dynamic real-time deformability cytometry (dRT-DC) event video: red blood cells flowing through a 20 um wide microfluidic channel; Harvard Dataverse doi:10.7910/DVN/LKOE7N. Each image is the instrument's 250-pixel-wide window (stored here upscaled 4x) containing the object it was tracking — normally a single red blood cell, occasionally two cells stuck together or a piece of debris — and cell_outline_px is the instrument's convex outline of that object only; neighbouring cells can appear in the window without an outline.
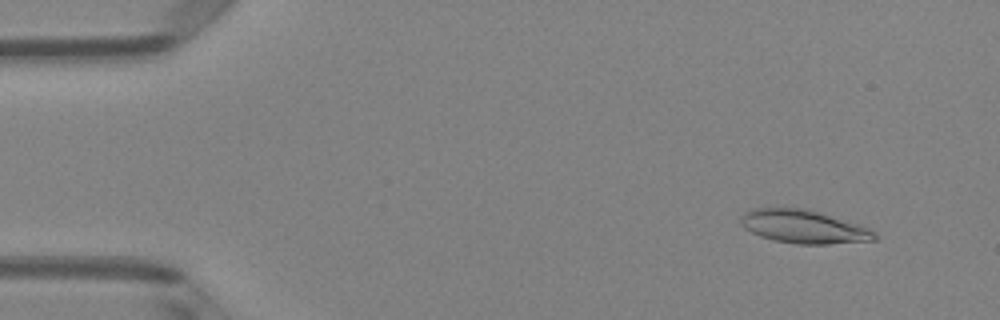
{"species": "Egyptian fruit bat (a non-hibernating species)", "species_latin": "Rousettus aegyptiacus", "temperature_condition": "room temperature", "stored_images_in_passage": 51, "camera_frame_rate_fps": 3000, "um_per_image_px": 0.085, "animal": {"sex": "female"}, "frame": {"image": 1, "passage_image": 5, "time_ms": 1.333, "image_size_px": [1000, 320], "cell_outline_px": [[880, 236], [876, 240], [828, 244], [796, 244], [776, 240], [760, 236], [744, 228], [740, 224], [740, 220], [744, 212], [756, 208], [808, 208], [868, 228], [876, 232]], "centroid_in_image_um": [68.32, 19.27], "position_along_channel_um": 16.7, "area_um2": 25.89}}
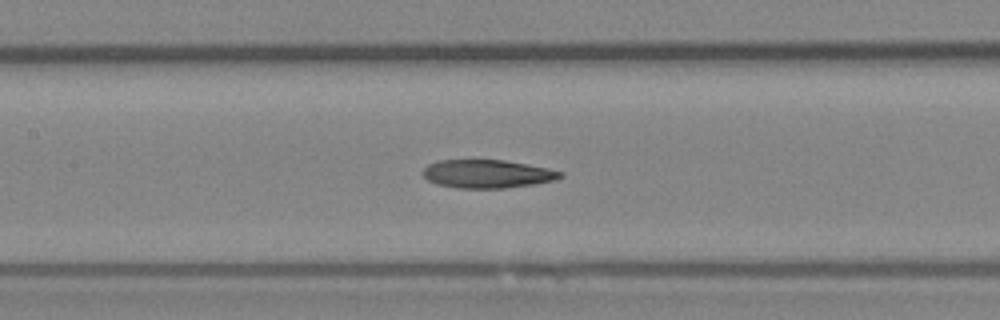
{"frame": {"image": 2, "passage_image": 24, "time_ms": 7.667, "image_size_px": [1000, 320], "cell_outline_px": [[564, 176], [552, 180], [532, 184], [504, 188], [456, 188], [436, 184], [428, 180], [420, 172], [428, 164], [436, 160], [504, 160], [548, 168], [564, 172]], "centroid_in_image_um": [41.37, 14.77], "position_along_channel_um": 166.0, "area_um2": 22.66}}
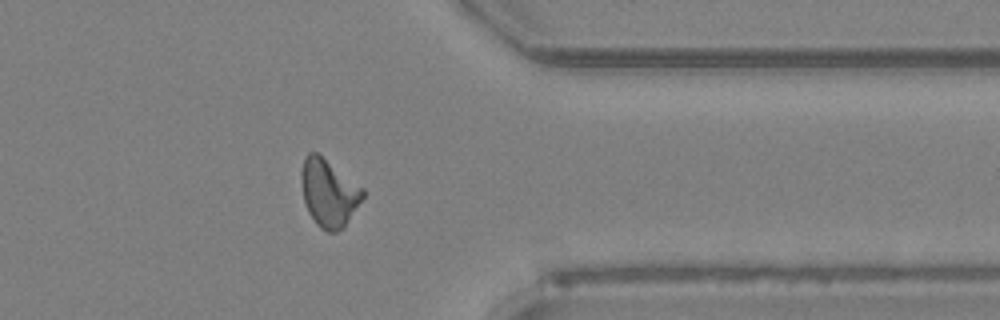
{"frame": {"image": 3, "passage_image": 41, "time_ms": 13.333, "image_size_px": [1000, 320], "cell_outline_px": [[364, 196], [344, 228], [336, 232], [328, 232], [320, 228], [316, 224], [308, 212], [304, 200], [300, 180], [300, 172], [304, 160], [308, 152], [316, 152], [364, 188]], "centroid_in_image_um": [27.94, 16.42], "position_along_channel_um": 383.5, "area_um2": 24.16}, "authors_computed_cell_mechanics": {"area_um2": 23.5246, "velocity_mm_per_s": 4.021, "shape_relaxation_time_tau1_ms": null, "shape_relaxation_time_tau2_ms": 6.0216, "deformation_change_tau1": null, "deformation_change_tau2": 0.1462}}